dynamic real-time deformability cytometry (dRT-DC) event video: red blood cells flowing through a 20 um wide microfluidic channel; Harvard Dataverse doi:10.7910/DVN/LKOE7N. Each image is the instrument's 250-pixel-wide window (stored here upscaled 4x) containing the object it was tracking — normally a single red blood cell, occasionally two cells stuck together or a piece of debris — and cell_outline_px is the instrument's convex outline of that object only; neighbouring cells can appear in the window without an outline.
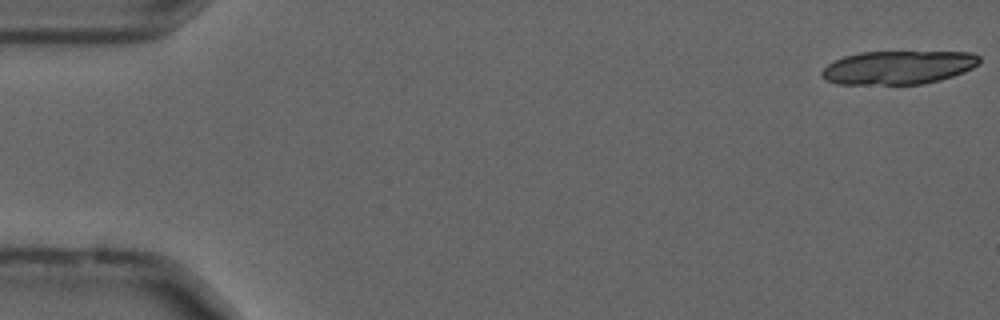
{"species": "common noctule bat (a hibernating species)", "species_latin": "Nyctalus noctula", "temperature_condition": "cold", "stored_images_in_passage": 18, "camera_frame_rate_fps": 3000, "um_per_image_px": 0.085, "animal": {"sex": "male", "forearm_length_mm": 52.5}, "frame": {"image": 1, "passage_image": 1, "time_ms": 0.0, "image_size_px": [1000, 320], "cell_outline_px": [[980, 64], [964, 72], [940, 80], [920, 84], [836, 84], [824, 80], [820, 72], [828, 64], [844, 56], [860, 52], [972, 52], [980, 56]], "centroid_in_image_um": [76.35, 5.73], "position_along_channel_um": 8.7, "area_um2": 30.87}}